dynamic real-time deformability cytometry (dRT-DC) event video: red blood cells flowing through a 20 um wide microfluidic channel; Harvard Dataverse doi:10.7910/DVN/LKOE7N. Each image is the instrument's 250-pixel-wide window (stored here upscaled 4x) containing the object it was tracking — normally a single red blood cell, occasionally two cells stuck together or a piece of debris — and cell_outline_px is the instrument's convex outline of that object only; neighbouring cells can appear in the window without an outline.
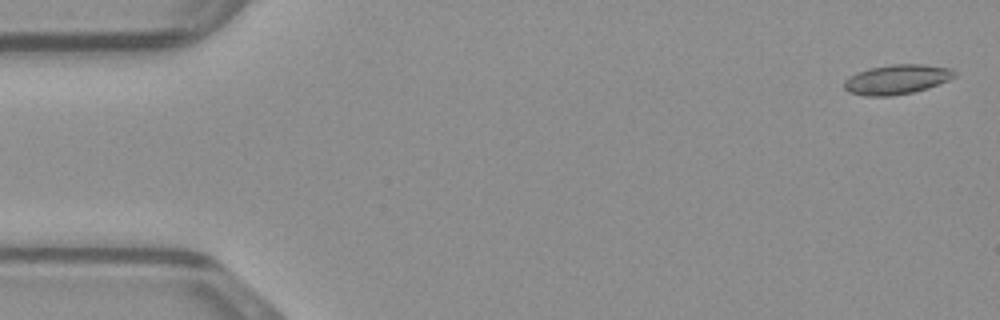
{"species": "common noctule bat (a hibernating species)", "species_latin": "Nyctalus noctula", "temperature_condition": "warm", "stored_images_in_passage": 49, "camera_frame_rate_fps": 3000, "um_per_image_px": 0.085, "animal": {"sex": "male", "body_mass_g": 23.1, "forearm_length_mm": 52.7}, "frame": {"image": 1, "passage_image": 2, "time_ms": 0.333, "image_size_px": [1000, 320], "cell_outline_px": [[956, 76], [948, 80], [928, 88], [912, 92], [892, 96], [864, 96], [848, 92], [844, 88], [844, 80], [848, 76], [856, 72], [868, 68], [892, 64], [924, 64], [952, 68], [956, 72]], "centroid_in_image_um": [76.21, 6.74], "position_along_channel_um": 8.8, "area_um2": 19.31}}
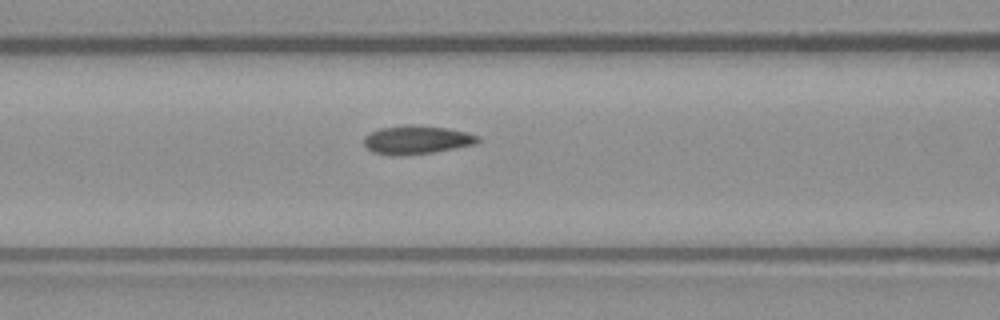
{"frame": {"image": 2, "passage_image": 20, "time_ms": 6.333, "image_size_px": [1000, 320], "cell_outline_px": [[480, 140], [476, 144], [456, 148], [432, 152], [404, 156], [392, 156], [372, 152], [364, 144], [364, 136], [380, 128], [404, 124], [412, 124], [448, 128], [468, 132], [480, 136]], "centroid_in_image_um": [35.43, 11.88], "position_along_channel_um": 131.2, "area_um2": 19.25}}
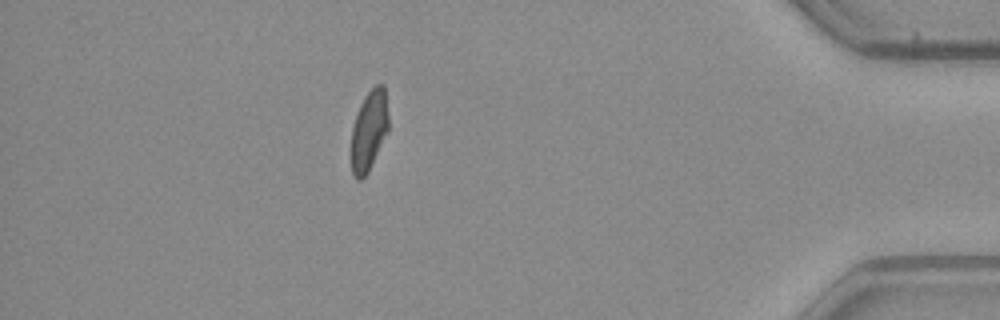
{"frame": {"image": 3, "passage_image": 43, "time_ms": 14.0, "image_size_px": [1000, 320], "cell_outline_px": [[388, 132], [368, 172], [360, 180], [356, 180], [352, 172], [352, 128], [360, 104], [364, 96], [376, 84], [384, 84], [388, 116]], "centroid_in_image_um": [31.38, 11.09], "position_along_channel_um": 403.8, "area_um2": 17.28}}